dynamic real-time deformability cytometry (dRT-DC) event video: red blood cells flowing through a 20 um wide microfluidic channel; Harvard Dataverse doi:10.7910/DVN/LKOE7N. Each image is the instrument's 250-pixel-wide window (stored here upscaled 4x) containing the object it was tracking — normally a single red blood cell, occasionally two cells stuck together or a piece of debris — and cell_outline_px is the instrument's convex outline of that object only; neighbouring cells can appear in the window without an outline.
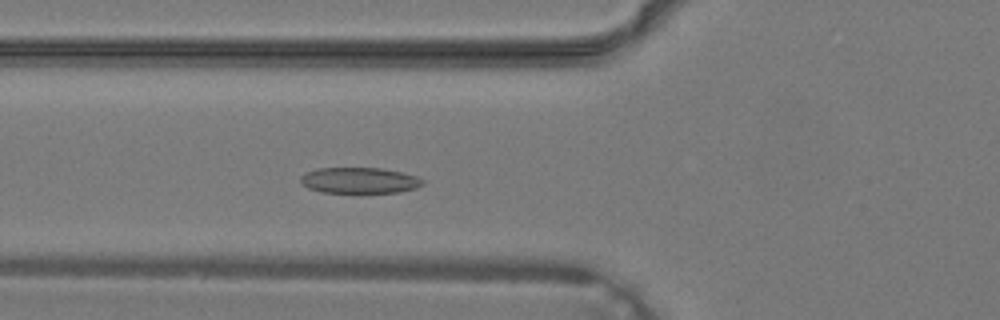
{"species": "common noctule bat (a hibernating species)", "species_latin": "Nyctalus noctula", "temperature_condition": "warm", "stored_images_in_passage": 32, "camera_frame_rate_fps": 3000, "um_per_image_px": 0.085, "animal": {"sex": "male", "body_mass_g": 19.2, "forearm_length_mm": 51.8}, "frame": {"image": 1, "passage_image": 8, "time_ms": 2.333, "image_size_px": [1000, 320], "cell_outline_px": [[424, 184], [416, 188], [400, 192], [356, 196], [320, 192], [308, 188], [300, 184], [300, 176], [316, 168], [380, 168], [400, 172], [416, 176], [424, 180]], "centroid_in_image_um": [30.53, 15.4], "position_along_channel_um": 95.3, "area_um2": 19.54}}
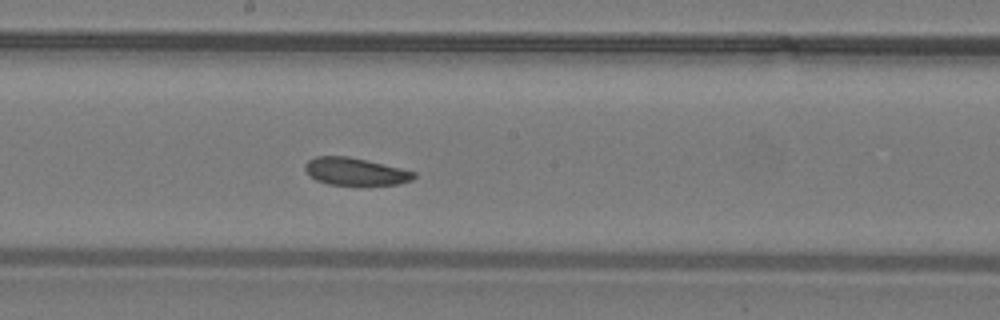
{"frame": {"image": 2, "passage_image": 15, "time_ms": 4.667, "image_size_px": [1000, 320], "cell_outline_px": [[416, 176], [412, 180], [396, 184], [328, 184], [316, 180], [308, 176], [304, 168], [304, 164], [308, 160], [316, 156], [348, 156], [400, 168], [416, 172]], "centroid_in_image_um": [30.15, 14.57], "position_along_channel_um": 218.1, "area_um2": 17.22}}
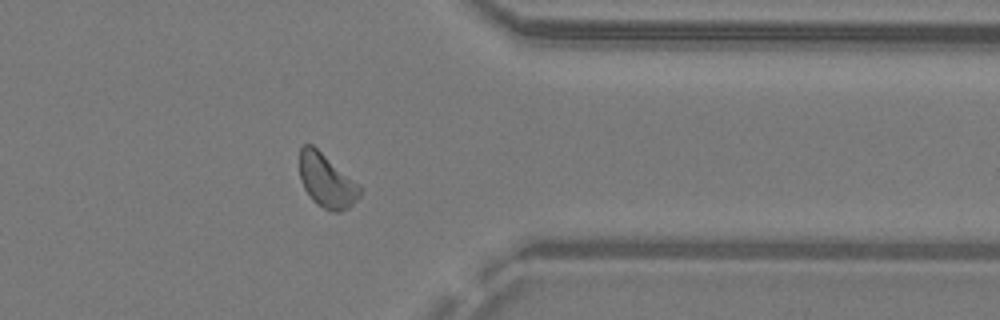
{"frame": {"image": 3, "passage_image": 25, "time_ms": 8.0, "image_size_px": [1000, 320], "cell_outline_px": [[364, 188], [360, 196], [348, 208], [340, 212], [332, 212], [316, 204], [312, 200], [304, 188], [300, 180], [300, 148], [304, 144], [312, 144], [360, 184]], "centroid_in_image_um": [27.79, 15.37], "position_along_channel_um": 383.6, "area_um2": 19.07}}